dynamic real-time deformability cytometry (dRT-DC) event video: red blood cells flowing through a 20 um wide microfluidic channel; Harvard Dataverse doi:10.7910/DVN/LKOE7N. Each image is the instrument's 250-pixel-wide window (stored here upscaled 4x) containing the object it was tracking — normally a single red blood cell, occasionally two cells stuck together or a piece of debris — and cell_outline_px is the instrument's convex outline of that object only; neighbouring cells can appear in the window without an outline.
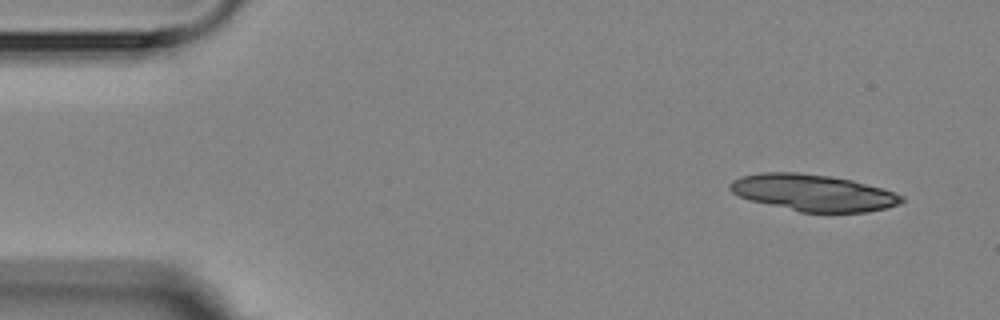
{"species": "Egyptian fruit bat (a non-hibernating species)", "species_latin": "Rousettus aegyptiacus", "temperature_condition": "room temperature", "stored_images_in_passage": 5, "camera_frame_rate_fps": 3000, "um_per_image_px": 0.085, "animal": {"sex": "female"}, "frame": {"image": 1, "passage_image": 1, "time_ms": 0.0, "image_size_px": [1000, 320], "cell_outline_px": [[904, 200], [900, 204], [884, 208], [864, 212], [800, 212], [748, 200], [732, 192], [728, 188], [728, 184], [732, 180], [740, 176], [760, 172], [796, 172], [828, 176], [852, 180], [880, 188], [904, 196]], "centroid_in_image_um": [69.06, 16.38], "position_along_channel_um": 15.9, "area_um2": 36.53}}